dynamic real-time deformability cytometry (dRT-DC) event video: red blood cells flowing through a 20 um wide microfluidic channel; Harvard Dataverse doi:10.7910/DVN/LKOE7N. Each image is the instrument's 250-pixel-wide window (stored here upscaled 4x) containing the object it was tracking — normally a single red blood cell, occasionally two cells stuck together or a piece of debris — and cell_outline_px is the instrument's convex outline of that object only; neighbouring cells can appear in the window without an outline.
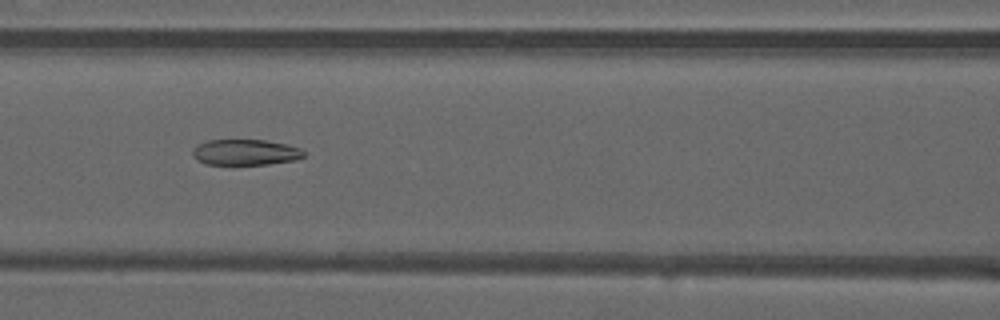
{"species": "common noctule bat (a hibernating species)", "species_latin": "Nyctalus noctula", "temperature_condition": "warm", "stored_images_in_passage": 51, "camera_frame_rate_fps": 3000, "um_per_image_px": 0.085, "animal": {"sex": "male", "forearm_length_mm": 52.5}, "frame": {"image": 1, "passage_image": 23, "time_ms": 7.333, "image_size_px": [1000, 320], "cell_outline_px": [[304, 156], [296, 160], [268, 164], [208, 164], [196, 160], [192, 156], [192, 152], [196, 144], [208, 140], [264, 140], [288, 144], [300, 148], [304, 152]], "centroid_in_image_um": [20.85, 12.94], "position_along_channel_um": 145.8, "area_um2": 16.76}}
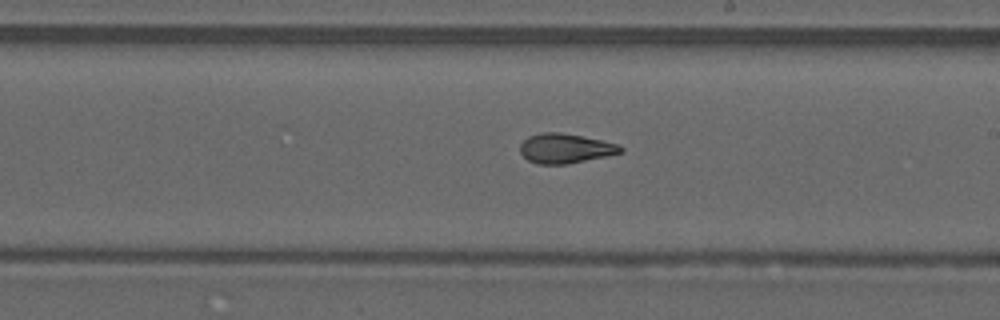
{"frame": {"image": 2, "passage_image": 30, "time_ms": 9.667, "image_size_px": [1000, 320], "cell_outline_px": [[624, 152], [608, 156], [568, 164], [536, 164], [528, 160], [520, 152], [520, 144], [528, 136], [540, 132], [560, 132], [620, 144], [624, 148]], "centroid_in_image_um": [48.07, 12.62], "position_along_channel_um": 240.9, "area_um2": 17.51}}
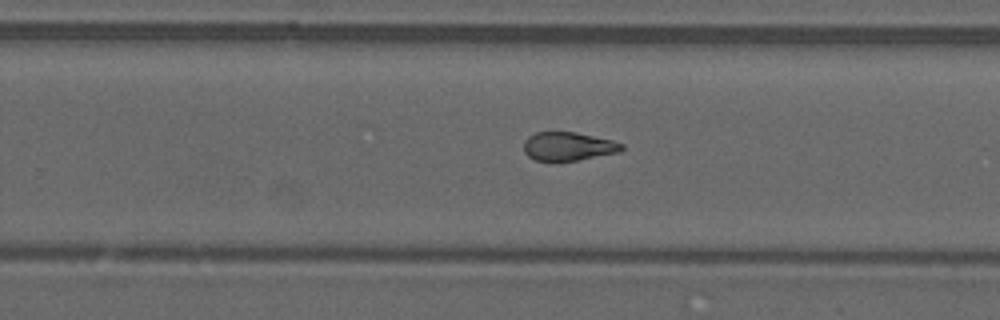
{"frame": {"image": 3, "passage_image": 33, "time_ms": 10.667, "image_size_px": [1000, 320], "cell_outline_px": [[624, 148], [620, 152], [576, 160], [536, 160], [528, 156], [524, 152], [524, 140], [528, 136], [536, 132], [576, 132], [612, 140], [624, 144]], "centroid_in_image_um": [48.3, 12.42], "position_along_channel_um": 281.5, "area_um2": 16.18}, "authors_computed_cell_mechanics": {"area_um2": 18.5538, "velocity_mm_per_s": 4.0922, "shape_relaxation_time_tau1_ms": null, "shape_relaxation_time_tau2_ms": 2.3355, "deformation_change_tau1": null, "deformation_change_tau2": 0.1041}}